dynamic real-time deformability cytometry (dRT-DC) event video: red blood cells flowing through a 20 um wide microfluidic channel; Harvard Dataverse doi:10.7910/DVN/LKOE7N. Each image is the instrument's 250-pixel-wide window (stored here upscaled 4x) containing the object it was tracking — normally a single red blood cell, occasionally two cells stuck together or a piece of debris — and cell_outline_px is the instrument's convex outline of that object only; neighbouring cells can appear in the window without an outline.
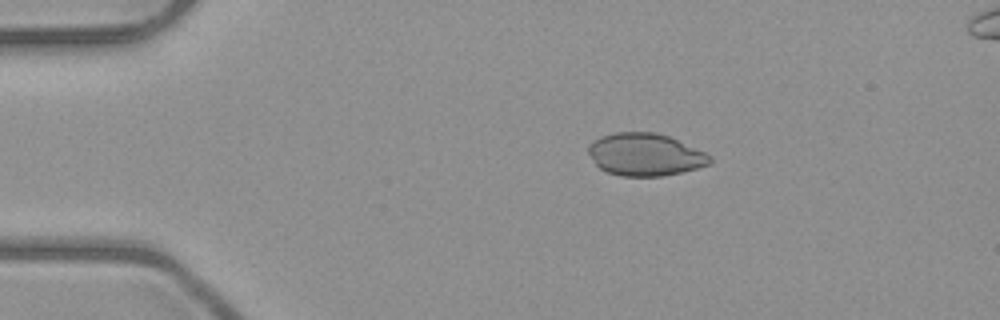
{"species": "common noctule bat (a hibernating species)", "species_latin": "Nyctalus noctula", "temperature_condition": "room temperature", "stored_images_in_passage": 6, "camera_frame_rate_fps": 3000, "um_per_image_px": 0.085, "animal": {"sex": "male", "body_mass_g": 23.1, "forearm_length_mm": 52.7}, "frame": {"image": 1, "passage_image": 2, "time_ms": 1.333, "image_size_px": [1000, 320], "cell_outline_px": [[712, 160], [708, 164], [696, 168], [680, 172], [660, 176], [620, 176], [608, 172], [600, 168], [596, 164], [588, 152], [588, 144], [592, 140], [600, 136], [616, 132], [656, 132], [668, 136], [704, 152], [712, 156]], "centroid_in_image_um": [54.8, 13.13], "position_along_channel_um": 30.2, "area_um2": 29.88}}